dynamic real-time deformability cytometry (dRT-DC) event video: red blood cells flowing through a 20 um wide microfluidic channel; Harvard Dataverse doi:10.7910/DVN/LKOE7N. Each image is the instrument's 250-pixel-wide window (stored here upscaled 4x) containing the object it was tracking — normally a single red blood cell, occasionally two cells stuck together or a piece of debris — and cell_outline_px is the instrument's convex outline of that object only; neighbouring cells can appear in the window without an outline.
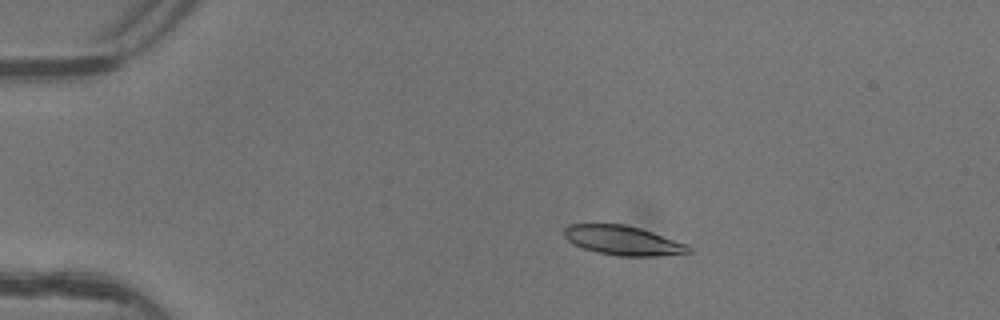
{"species": "common noctule bat (a hibernating species)", "species_latin": "Nyctalus noctula", "temperature_condition": "warm", "stored_images_in_passage": 4, "camera_frame_rate_fps": 3000, "um_per_image_px": 0.085, "animal": {"sex": "female"}, "frame": {"image": 1, "passage_image": 3, "time_ms": 0.667, "image_size_px": [1000, 320], "cell_outline_px": [[692, 252], [656, 256], [620, 256], [596, 252], [584, 248], [568, 240], [564, 236], [564, 228], [568, 224], [624, 224], [640, 228], [688, 244], [692, 248]], "centroid_in_image_um": [52.97, 20.43], "position_along_channel_um": 32.0, "area_um2": 21.21}}